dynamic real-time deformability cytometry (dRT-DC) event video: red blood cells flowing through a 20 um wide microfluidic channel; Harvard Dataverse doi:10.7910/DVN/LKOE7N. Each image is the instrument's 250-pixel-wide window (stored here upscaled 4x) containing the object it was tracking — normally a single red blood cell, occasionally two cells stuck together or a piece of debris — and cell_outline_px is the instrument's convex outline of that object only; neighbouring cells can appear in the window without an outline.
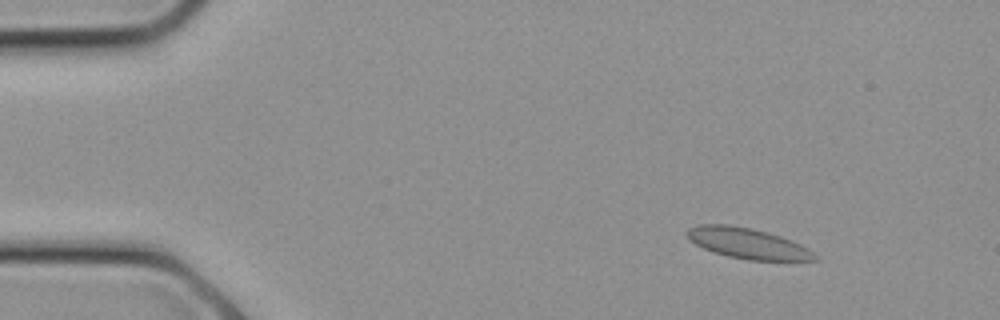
{"species": "common noctule bat (a hibernating species)", "species_latin": "Nyctalus noctula", "temperature_condition": "cold", "stored_images_in_passage": 25, "segment_of_instrument_passage": [1, 2], "camera_frame_rate_fps": 3000, "um_per_image_px": 0.085, "animal": {"sex": "female", "body_mass_g": 21.9}, "frame": {"image": 1, "passage_image": 2, "time_ms": 0.333, "image_size_px": [1000, 320], "cell_outline_px": [[820, 260], [748, 260], [728, 256], [712, 252], [688, 240], [684, 232], [688, 228], [700, 224], [728, 224], [752, 228], [768, 232], [792, 240], [808, 248], [820, 256]], "centroid_in_image_um": [63.54, 20.68], "position_along_channel_um": 21.5, "area_um2": 23.06}}
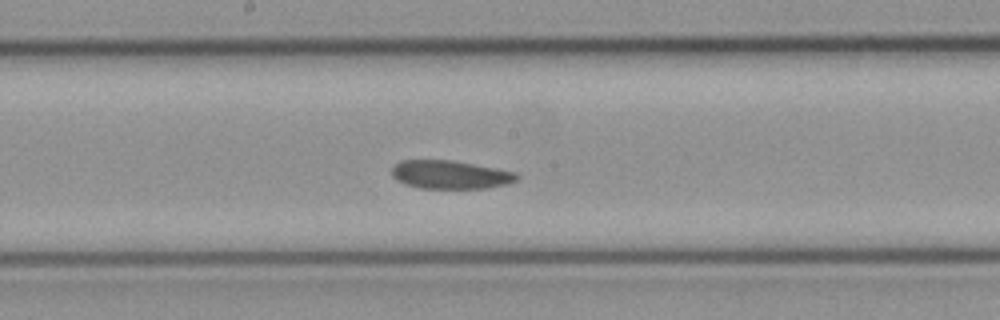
{"frame": {"image": 2, "passage_image": 12, "time_ms": 3.667, "image_size_px": [1000, 320], "cell_outline_px": [[520, 176], [516, 180], [508, 184], [484, 188], [420, 188], [396, 180], [392, 176], [392, 168], [400, 160], [452, 160], [496, 168], [516, 172]], "centroid_in_image_um": [38.28, 14.84], "position_along_channel_um": 209.9, "area_um2": 20.58}}
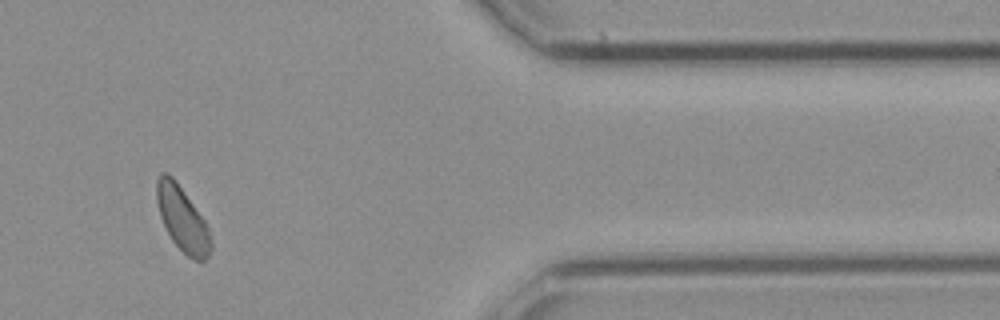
{"frame": {"image": 3, "passage_image": 20, "time_ms": 6.333, "image_size_px": [1000, 320], "cell_outline_px": [[212, 248], [208, 256], [204, 260], [196, 260], [188, 256], [172, 240], [160, 216], [156, 200], [156, 180], [160, 172], [168, 172], [176, 180], [204, 220], [208, 228], [212, 240]], "centroid_in_image_um": [15.49, 18.57], "position_along_channel_um": 395.9, "area_um2": 20.23}}